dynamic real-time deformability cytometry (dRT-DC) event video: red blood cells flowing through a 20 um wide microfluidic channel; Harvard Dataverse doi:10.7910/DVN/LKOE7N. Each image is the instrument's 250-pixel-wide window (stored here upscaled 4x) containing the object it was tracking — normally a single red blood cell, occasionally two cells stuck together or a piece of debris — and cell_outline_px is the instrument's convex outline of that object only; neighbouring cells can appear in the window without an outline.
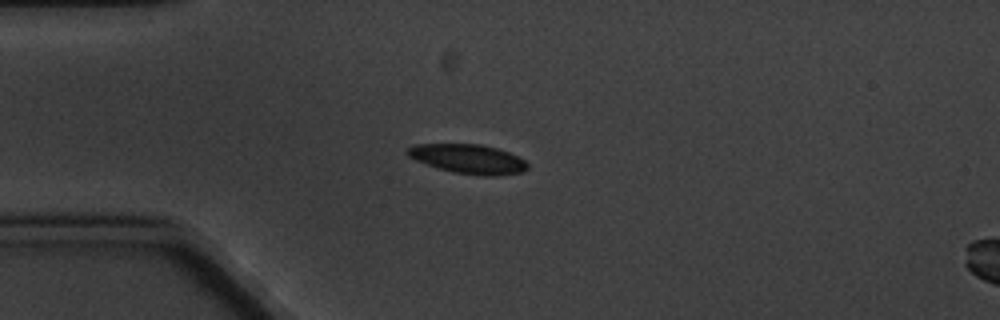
{"species": "common noctule bat (a hibernating species)", "species_latin": "Nyctalus noctula", "temperature_condition": "cold", "stored_images_in_passage": 8, "camera_frame_rate_fps": 3000, "um_per_image_px": 0.085, "animal": {"sex": "male", "body_mass_g": 20.1, "forearm_length_mm": 53.5}, "frame": {"image": 1, "passage_image": 4, "time_ms": 4.333, "image_size_px": [1000, 320], "cell_outline_px": [[528, 168], [524, 172], [496, 176], [484, 176], [452, 172], [416, 160], [408, 156], [404, 152], [408, 148], [416, 144], [480, 144], [496, 148], [508, 152], [524, 160], [528, 164]], "centroid_in_image_um": [39.81, 13.51], "position_along_channel_um": 45.2, "area_um2": 20.4}}
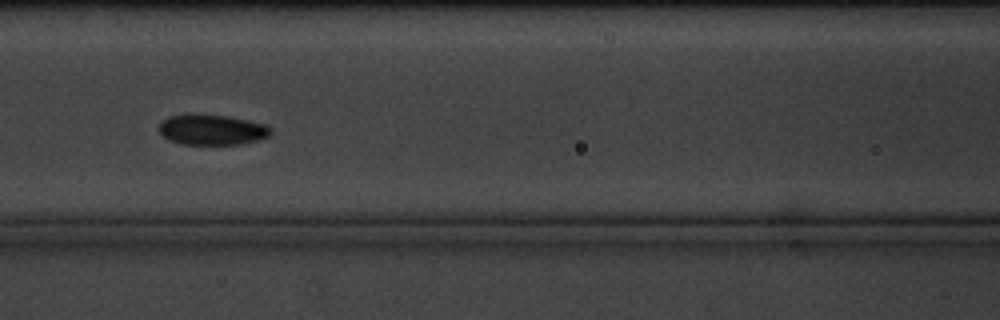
{"frame": {"image": 2, "passage_image": 7, "time_ms": 8.0, "image_size_px": [1000, 320], "cell_outline_px": [[272, 132], [268, 136], [256, 140], [240, 144], [180, 144], [168, 140], [160, 132], [160, 124], [168, 116], [228, 116], [248, 120], [264, 124], [272, 128]], "centroid_in_image_um": [18.05, 11.06], "position_along_channel_um": 148.5, "area_um2": 19.19}}